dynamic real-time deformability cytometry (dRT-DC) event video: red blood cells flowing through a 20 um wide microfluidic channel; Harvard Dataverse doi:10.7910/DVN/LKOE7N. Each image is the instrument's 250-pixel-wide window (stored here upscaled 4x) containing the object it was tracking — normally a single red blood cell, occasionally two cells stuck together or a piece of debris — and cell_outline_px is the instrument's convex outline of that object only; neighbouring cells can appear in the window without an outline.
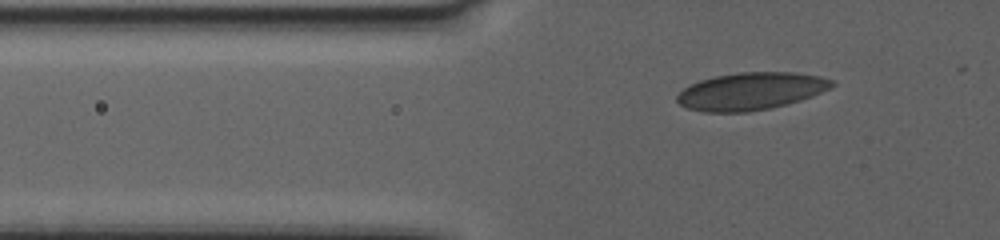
{"species": "human", "species_latin": "Homo sapiens", "temperature_condition": "warm", "stored_images_in_passage": 44, "camera_frame_rate_fps": 3000, "um_per_image_px": 0.085, "donor": {"sex": "female"}, "frame": {"image": 1, "passage_image": 3, "time_ms": 0.667, "image_size_px": [1000, 240], "cell_outline_px": [[836, 84], [820, 92], [784, 104], [768, 108], [748, 112], [704, 112], [688, 108], [680, 104], [676, 100], [676, 96], [684, 88], [700, 80], [716, 76], [740, 72], [792, 72], [816, 76], [832, 80]], "centroid_in_image_um": [63.75, 7.75], "position_along_channel_um": 62.0, "area_um2": 33.06}}
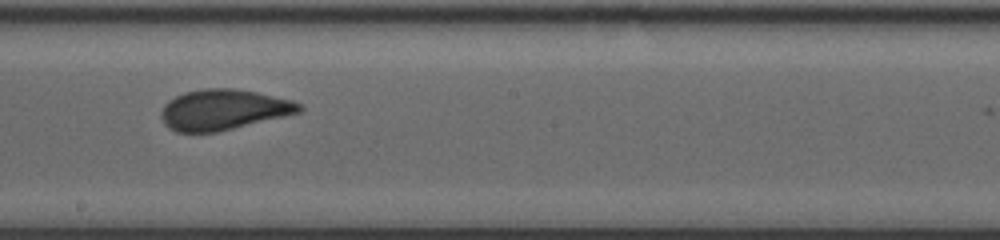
{"frame": {"image": 2, "passage_image": 20, "time_ms": 6.333, "image_size_px": [1000, 240], "cell_outline_px": [[304, 108], [300, 112], [216, 132], [176, 132], [168, 128], [164, 124], [160, 116], [160, 112], [164, 104], [168, 100], [176, 96], [188, 92], [204, 88], [232, 88], [256, 92], [292, 100], [300, 104]], "centroid_in_image_um": [18.95, 9.32], "position_along_channel_um": 229.3, "area_um2": 32.37}}
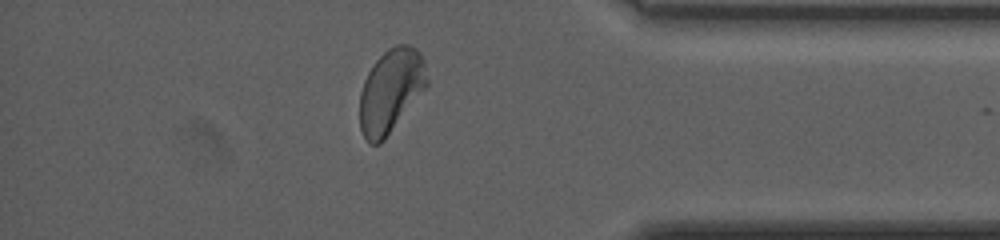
{"frame": {"image": 3, "passage_image": 37, "time_ms": 12.0, "image_size_px": [1000, 240], "cell_outline_px": [[428, 84], [384, 140], [380, 144], [368, 144], [360, 128], [360, 92], [364, 80], [368, 72], [376, 60], [388, 48], [396, 44], [408, 44], [416, 48], [420, 52], [424, 60], [428, 80]], "centroid_in_image_um": [33.21, 7.7], "position_along_channel_um": 402.0, "area_um2": 32.66}, "authors_computed_cell_mechanics": {"area_um2": 32.1657, "velocity_mm_per_s": 3.3124, "shape_relaxation_time_tau1_ms": 7.4883, "shape_relaxation_time_tau2_ms": null, "deformation_change_tau1": 0.1435, "deformation_change_tau2": null}}